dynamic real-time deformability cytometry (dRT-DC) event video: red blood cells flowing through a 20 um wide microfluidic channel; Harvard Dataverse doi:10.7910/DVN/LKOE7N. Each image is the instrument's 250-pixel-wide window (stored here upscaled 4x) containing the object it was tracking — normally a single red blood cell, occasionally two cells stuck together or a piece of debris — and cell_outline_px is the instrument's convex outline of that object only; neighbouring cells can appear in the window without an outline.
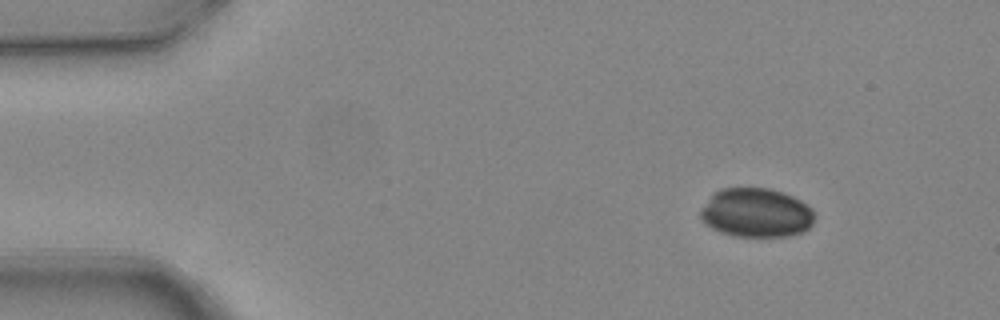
{"species": "common noctule bat (a hibernating species)", "species_latin": "Nyctalus noctula", "temperature_condition": "warm", "stored_images_in_passage": 5, "camera_frame_rate_fps": 3000, "um_per_image_px": 0.085, "animal": {"sex": "female", "body_mass_g": 24.6, "forearm_length_mm": 56.2}, "frame": {"image": 1, "passage_image": 1, "time_ms": 0.0, "image_size_px": [1000, 320], "cell_outline_px": [[816, 216], [812, 224], [804, 232], [788, 236], [736, 236], [720, 232], [712, 228], [700, 216], [700, 212], [712, 192], [720, 188], [768, 188], [784, 192], [808, 204], [812, 208]], "centroid_in_image_um": [64.32, 18.07], "position_along_channel_um": 20.7, "area_um2": 32.77}}